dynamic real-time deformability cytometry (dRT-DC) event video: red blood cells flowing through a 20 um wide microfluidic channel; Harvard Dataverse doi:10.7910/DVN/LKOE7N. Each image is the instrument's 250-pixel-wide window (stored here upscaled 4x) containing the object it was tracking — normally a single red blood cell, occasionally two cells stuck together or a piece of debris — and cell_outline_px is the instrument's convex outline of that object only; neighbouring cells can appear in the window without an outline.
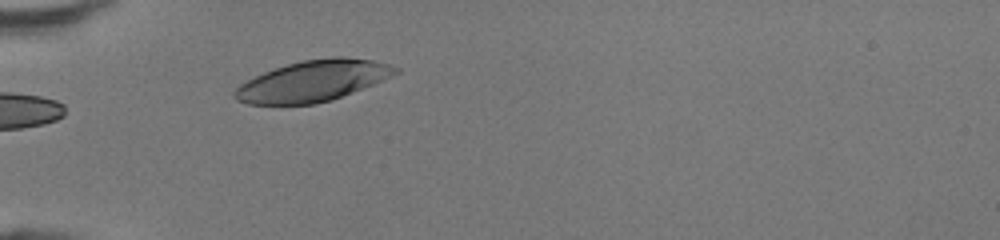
{"species": "human", "species_latin": "Homo sapiens", "temperature_condition": "room temperature", "stored_images_in_passage": 7, "camera_frame_rate_fps": 3000, "um_per_image_px": 0.085, "donor": {"sex": "female"}, "frame": {"image": 1, "passage_image": 1, "time_ms": 0.0, "image_size_px": [1000, 240], "cell_outline_px": [[400, 72], [392, 76], [332, 100], [316, 104], [248, 104], [236, 100], [232, 96], [232, 92], [240, 84], [264, 72], [288, 64], [304, 60], [332, 56], [344, 56], [372, 60], [388, 64], [400, 68]], "centroid_in_image_um": [26.6, 6.88], "position_along_channel_um": 58.4, "area_um2": 38.21}}
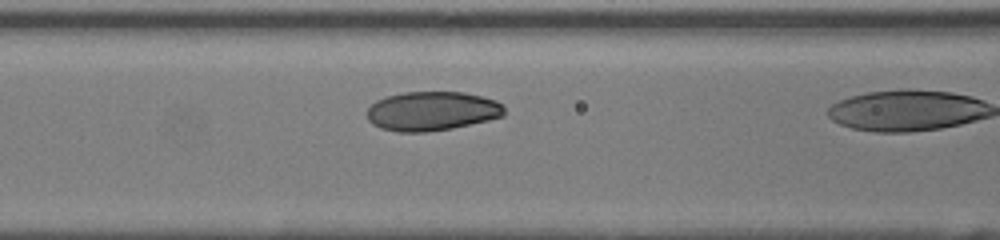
{"frame": {"image": 2, "passage_image": 4, "time_ms": 1.0, "image_size_px": [1000, 240], "cell_outline_px": [[504, 116], [488, 120], [452, 128], [424, 132], [396, 132], [380, 128], [372, 124], [368, 120], [368, 108], [376, 100], [388, 96], [404, 92], [464, 92], [496, 100], [504, 104]], "centroid_in_image_um": [36.72, 9.44], "position_along_channel_um": 129.9, "area_um2": 31.39}}